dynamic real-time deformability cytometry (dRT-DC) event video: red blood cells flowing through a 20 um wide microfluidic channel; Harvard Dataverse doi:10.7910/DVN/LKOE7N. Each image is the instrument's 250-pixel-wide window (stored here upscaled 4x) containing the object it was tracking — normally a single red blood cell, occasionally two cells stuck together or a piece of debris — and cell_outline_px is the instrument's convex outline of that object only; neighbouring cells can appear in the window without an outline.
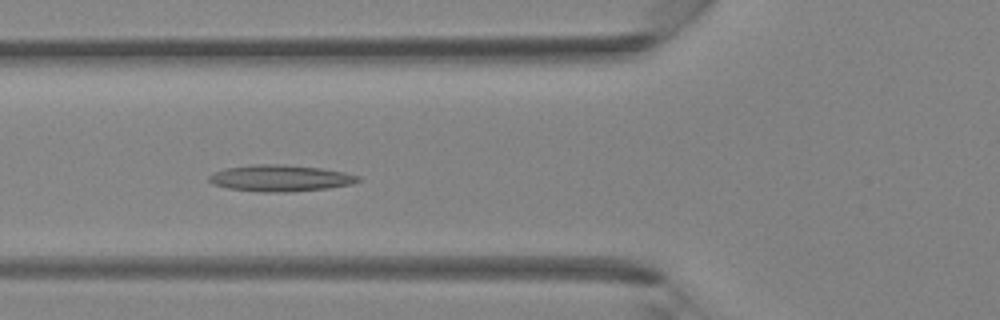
{"species": "Egyptian fruit bat (a non-hibernating species)", "species_latin": "Rousettus aegyptiacus", "temperature_condition": "room temperature", "stored_images_in_passage": 40, "camera_frame_rate_fps": 3000, "um_per_image_px": 0.085, "animal": {"sex": "female"}, "frame": {"image": 1, "passage_image": 15, "time_ms": 4.667, "image_size_px": [1000, 320], "cell_outline_px": [[360, 180], [352, 184], [328, 188], [292, 192], [260, 192], [228, 188], [212, 184], [208, 180], [208, 176], [224, 168], [252, 164], [284, 164], [320, 168], [344, 172], [360, 176]], "centroid_in_image_um": [23.81, 15.14], "position_along_channel_um": 102.0, "area_um2": 23.12}}
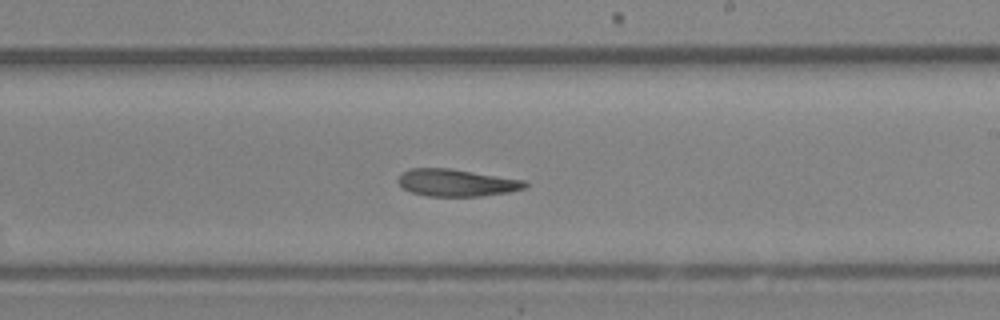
{"frame": {"image": 2, "passage_image": 24, "time_ms": 7.667, "image_size_px": [1000, 320], "cell_outline_px": [[528, 184], [524, 188], [508, 192], [480, 196], [428, 196], [412, 192], [404, 188], [396, 180], [400, 172], [408, 168], [448, 168], [524, 180]], "centroid_in_image_um": [38.74, 15.52], "position_along_channel_um": 250.3, "area_um2": 20.0}}
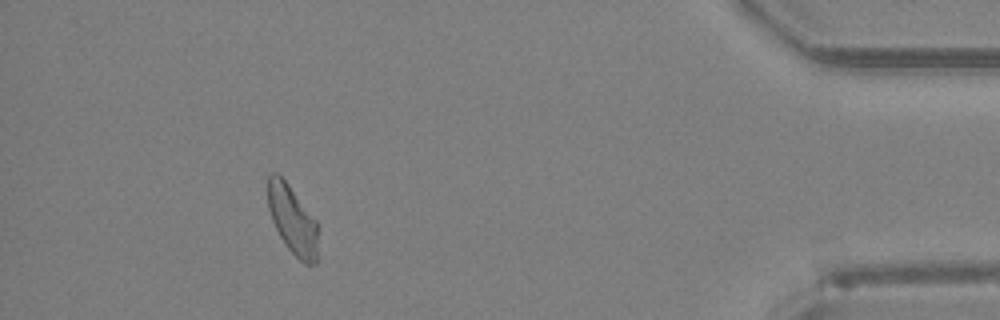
{"frame": {"image": 3, "passage_image": 37, "time_ms": 12.0, "image_size_px": [1000, 320], "cell_outline_px": [[316, 264], [304, 264], [284, 244], [272, 220], [268, 208], [268, 176], [272, 172], [276, 172], [288, 184], [316, 220]], "centroid_in_image_um": [24.83, 18.68], "position_along_channel_um": 410.4, "area_um2": 19.59}}